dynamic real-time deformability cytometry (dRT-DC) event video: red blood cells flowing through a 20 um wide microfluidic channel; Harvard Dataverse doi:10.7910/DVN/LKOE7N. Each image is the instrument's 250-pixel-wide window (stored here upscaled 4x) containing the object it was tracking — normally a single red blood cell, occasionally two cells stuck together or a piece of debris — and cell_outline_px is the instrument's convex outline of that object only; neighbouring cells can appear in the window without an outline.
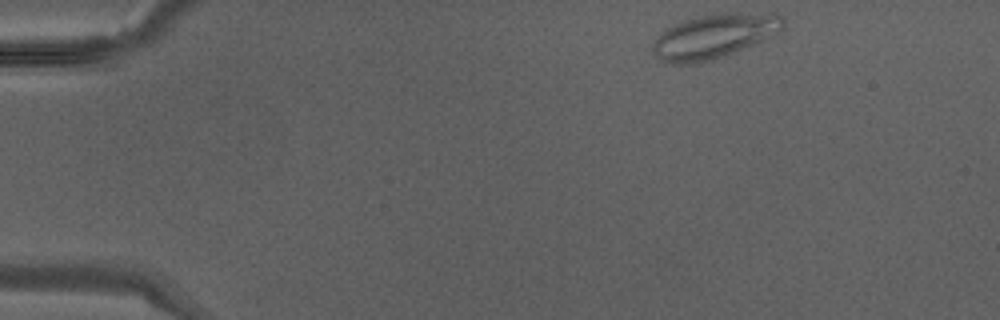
{"species": "Egyptian fruit bat (a non-hibernating species)", "species_latin": "Rousettus aegyptiacus", "temperature_condition": "warm", "stored_images_in_passage": 8, "camera_frame_rate_fps": 3000, "um_per_image_px": 0.085, "animal": {"sex": "male"}, "frame": {"image": 1, "passage_image": 1, "time_ms": 0.0, "image_size_px": [1000, 320], "cell_outline_px": [[784, 28], [772, 36], [764, 40], [712, 60], [692, 64], [664, 64], [652, 52], [652, 40], [660, 32], [684, 20], [700, 16], [728, 12], [776, 12], [784, 20]], "centroid_in_image_um": [60.69, 3.07], "position_along_channel_um": 24.3, "area_um2": 34.1}}